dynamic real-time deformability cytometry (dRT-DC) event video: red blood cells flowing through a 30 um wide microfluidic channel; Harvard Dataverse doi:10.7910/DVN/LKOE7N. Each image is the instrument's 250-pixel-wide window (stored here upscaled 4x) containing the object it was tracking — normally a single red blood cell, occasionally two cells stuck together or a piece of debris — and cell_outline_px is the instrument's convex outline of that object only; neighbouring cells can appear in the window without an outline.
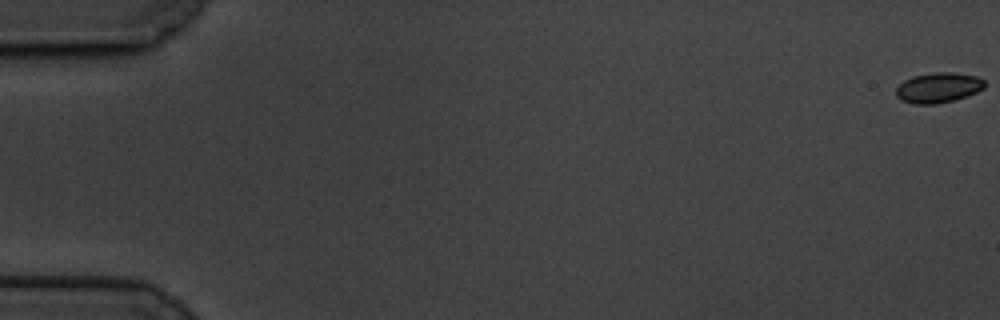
{"species": "common noctule bat (a hibernating species)", "species_latin": "Nyctalus noctula", "temperature_condition": "cold", "stored_images_in_passage": 17, "camera_frame_rate_fps": 3000, "um_per_image_px": 0.085, "animal": {"sex": "male", "body_mass_g": 19.5, "forearm_length_mm": 54.6}, "frame": {"image": 1, "passage_image": 1, "time_ms": 0.0, "image_size_px": [1000, 320], "cell_outline_px": [[984, 88], [976, 92], [956, 100], [936, 104], [916, 104], [900, 100], [896, 96], [896, 88], [904, 80], [912, 76], [936, 72], [952, 72], [976, 76], [984, 80]], "centroid_in_image_um": [79.74, 7.45], "position_along_channel_um": 5.3, "area_um2": 15.61}}
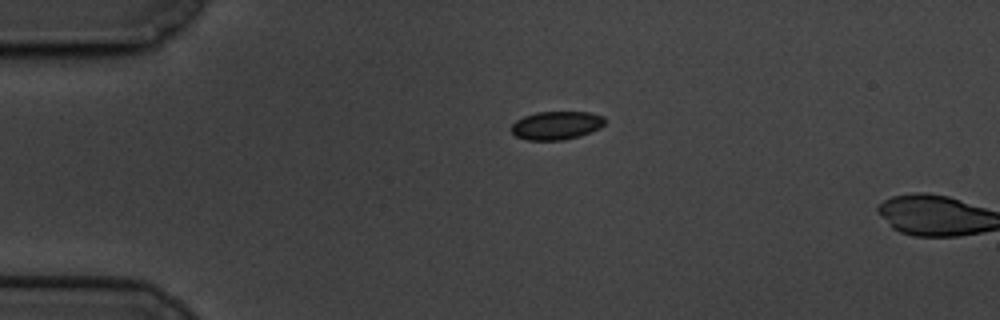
{"frame": {"image": 2, "passage_image": 15, "time_ms": 4.667, "image_size_px": [1000, 320], "cell_outline_px": [[608, 120], [600, 128], [580, 136], [564, 140], [528, 140], [516, 136], [508, 128], [516, 120], [524, 116], [536, 112], [588, 112], [604, 116]], "centroid_in_image_um": [47.3, 10.66], "position_along_channel_um": 37.7, "area_um2": 15.66}}